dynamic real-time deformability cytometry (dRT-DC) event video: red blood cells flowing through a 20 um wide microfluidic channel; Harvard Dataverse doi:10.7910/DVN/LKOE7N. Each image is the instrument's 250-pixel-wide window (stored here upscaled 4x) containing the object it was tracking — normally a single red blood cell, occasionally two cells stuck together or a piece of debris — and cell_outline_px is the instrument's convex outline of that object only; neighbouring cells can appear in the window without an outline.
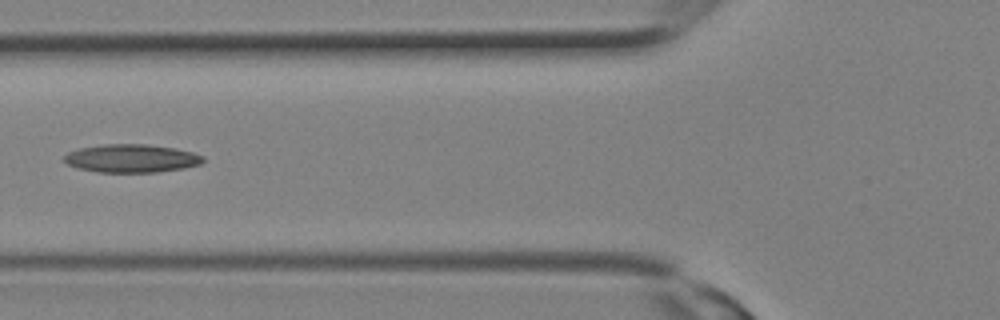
{"species": "Egyptian fruit bat (a non-hibernating species)", "species_latin": "Rousettus aegyptiacus", "temperature_condition": "room temperature", "stored_images_in_passage": 11, "camera_frame_rate_fps": 3000, "um_per_image_px": 0.085, "animal": {"sex": "female"}, "frame": {"image": 1, "passage_image": 10, "time_ms": 3.0, "image_size_px": [1000, 320], "cell_outline_px": [[204, 160], [200, 164], [184, 168], [156, 172], [96, 172], [76, 168], [68, 164], [64, 160], [64, 156], [68, 152], [80, 148], [104, 144], [148, 144], [176, 148], [192, 152], [204, 156]], "centroid_in_image_um": [11.17, 13.46], "position_along_channel_um": 114.6, "area_um2": 22.89}}